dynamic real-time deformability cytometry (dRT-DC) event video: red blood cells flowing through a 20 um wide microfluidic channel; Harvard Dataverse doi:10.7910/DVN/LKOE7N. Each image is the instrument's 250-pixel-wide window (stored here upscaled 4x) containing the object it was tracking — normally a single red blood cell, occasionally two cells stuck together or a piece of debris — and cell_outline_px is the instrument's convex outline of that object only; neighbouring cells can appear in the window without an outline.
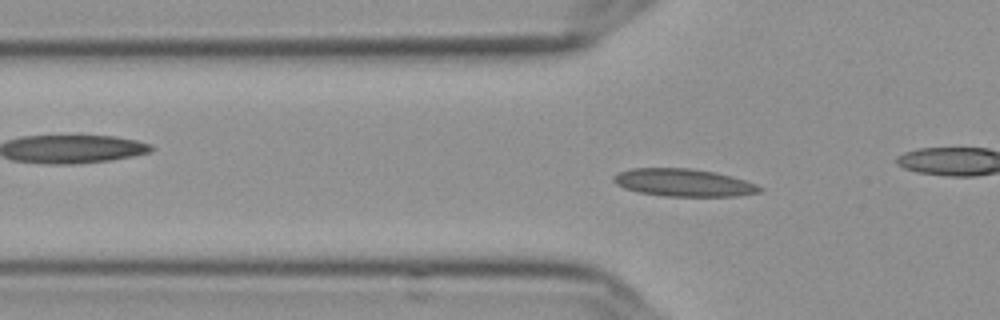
{"species": "Egyptian fruit bat (a non-hibernating species)", "species_latin": "Rousettus aegyptiacus", "temperature_condition": "cold", "stored_images_in_passage": 58, "camera_frame_rate_fps": 3000, "um_per_image_px": 0.085, "frame": {"image": 1, "passage_image": 19, "time_ms": 6.0, "image_size_px": [1000, 320], "cell_outline_px": [[764, 188], [760, 192], [736, 196], [664, 196], [636, 192], [624, 188], [616, 184], [612, 180], [612, 176], [620, 172], [632, 168], [688, 168], [716, 172], [744, 180], [756, 184]], "centroid_in_image_um": [58.08, 15.53], "position_along_channel_um": 67.7, "area_um2": 23.52}}
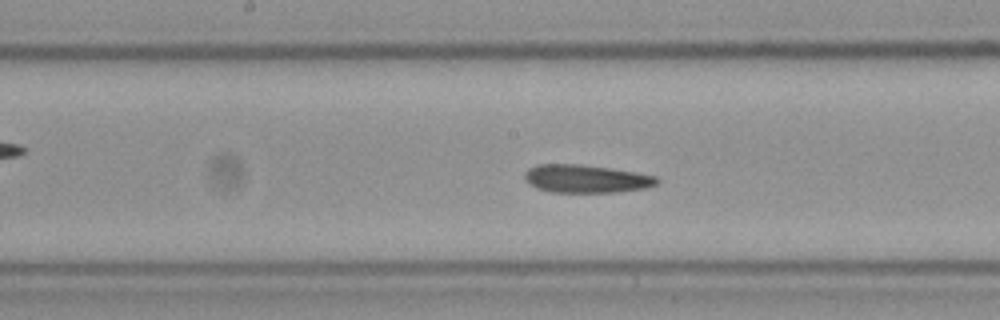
{"frame": {"image": 2, "passage_image": 30, "time_ms": 9.667, "image_size_px": [1000, 320], "cell_outline_px": [[660, 180], [656, 184], [648, 188], [616, 192], [552, 192], [536, 188], [524, 180], [524, 172], [528, 168], [536, 164], [580, 164], [636, 172], [656, 176]], "centroid_in_image_um": [49.8, 15.19], "position_along_channel_um": 198.4, "area_um2": 21.73}}
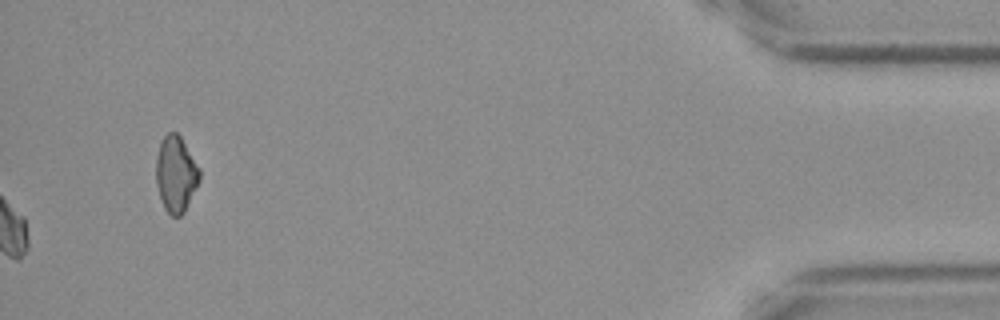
{"frame": {"image": 3, "passage_image": 58, "time_ms": 19.0, "image_size_px": [1000, 320], "cell_outline_px": [[200, 180], [184, 212], [180, 216], [172, 216], [164, 208], [156, 184], [156, 156], [160, 140], [168, 132], [176, 132], [180, 136], [200, 168]], "centroid_in_image_um": [14.94, 14.78], "position_along_channel_um": 420.3, "area_um2": 19.31}}